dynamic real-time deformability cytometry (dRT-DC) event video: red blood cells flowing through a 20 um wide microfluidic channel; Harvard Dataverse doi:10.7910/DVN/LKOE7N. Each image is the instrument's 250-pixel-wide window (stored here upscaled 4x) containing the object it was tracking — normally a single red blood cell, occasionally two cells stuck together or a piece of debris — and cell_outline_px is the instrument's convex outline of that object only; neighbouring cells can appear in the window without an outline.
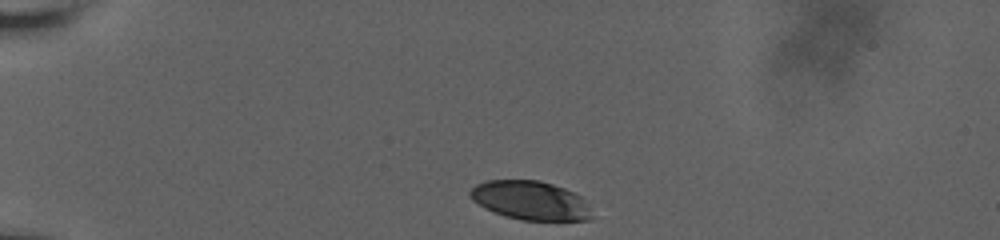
{"species": "human", "species_latin": "Homo sapiens", "temperature_condition": "room temperature", "stored_images_in_passage": 19, "camera_frame_rate_fps": 3000, "um_per_image_px": 0.085, "donor": {"sex": "male"}, "frame": {"image": 1, "passage_image": 1, "time_ms": 0.0, "image_size_px": [1000, 240], "cell_outline_px": [[592, 220], [524, 220], [504, 216], [484, 208], [472, 200], [468, 192], [476, 184], [488, 180], [540, 180], [564, 188], [580, 196], [588, 208], [592, 216]], "centroid_in_image_um": [45.04, 17.03], "position_along_channel_um": 40.0, "area_um2": 27.4}}
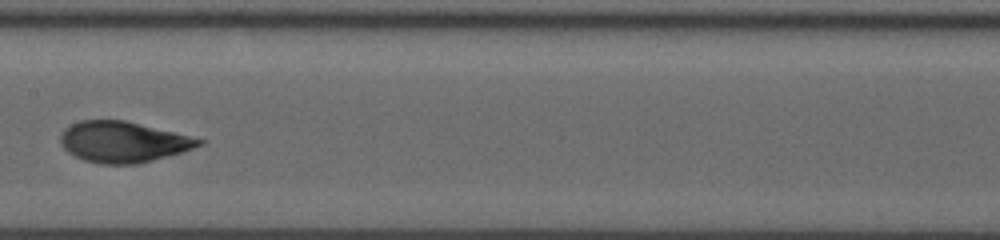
{"frame": {"image": 2, "passage_image": 11, "time_ms": 6.0, "image_size_px": [1000, 240], "cell_outline_px": [[204, 144], [180, 152], [152, 160], [136, 164], [100, 164], [84, 160], [68, 152], [60, 144], [60, 132], [64, 128], [80, 120], [124, 120], [204, 140]], "centroid_in_image_um": [10.39, 12.06], "position_along_channel_um": 197.0, "area_um2": 32.54}}
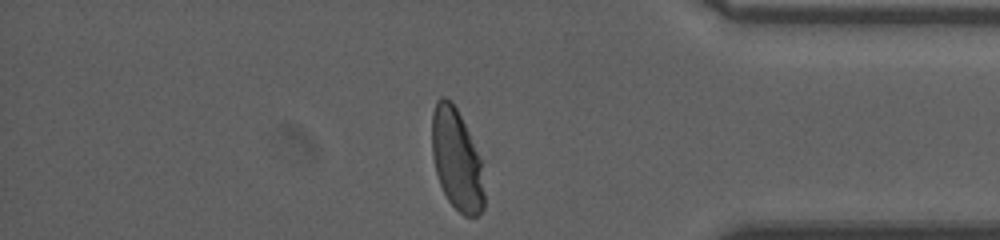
{"frame": {"image": 3, "passage_image": 19, "time_ms": 12.0, "image_size_px": [1000, 240], "cell_outline_px": [[484, 208], [476, 216], [464, 216], [448, 200], [440, 184], [436, 172], [432, 156], [432, 112], [436, 100], [440, 96], [444, 96], [452, 100], [468, 132], [480, 160], [484, 192]], "centroid_in_image_um": [38.79, 13.55], "position_along_channel_um": 396.4, "area_um2": 30.52}, "authors_computed_cell_mechanics": {"area_um2": 32.657, "velocity_mm_per_s": 3.6175, "shape_relaxation_time_tau1_ms": 3.4886, "shape_relaxation_time_tau2_ms": 0.7045, "deformation_change_tau1": 0.1524, "deformation_change_tau2": 0.0449}}